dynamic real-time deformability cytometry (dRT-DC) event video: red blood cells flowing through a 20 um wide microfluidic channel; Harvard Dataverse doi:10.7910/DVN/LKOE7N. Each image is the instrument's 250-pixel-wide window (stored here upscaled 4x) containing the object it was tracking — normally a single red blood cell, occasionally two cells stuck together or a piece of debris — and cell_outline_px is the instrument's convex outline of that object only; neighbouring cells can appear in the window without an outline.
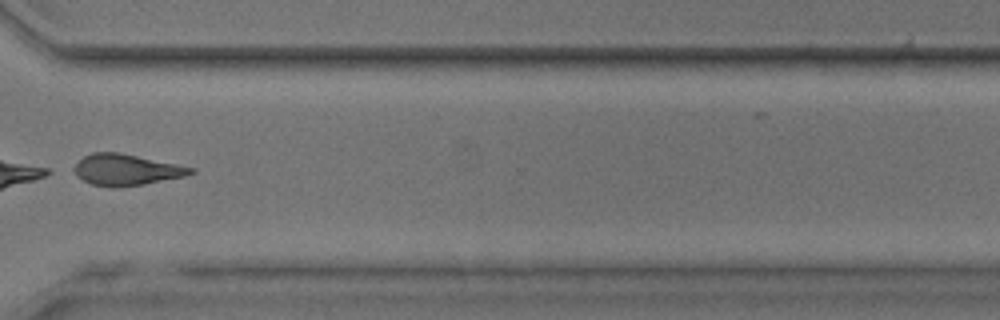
{"species": "common noctule bat (a hibernating species)", "species_latin": "Nyctalus noctula", "temperature_condition": "room temperature", "stored_images_in_passage": 36, "camera_frame_rate_fps": 3000, "um_per_image_px": 0.085, "animal": {"sex": "male", "body_mass_g": 17.9, "forearm_length_mm": 54.2}, "frame": {"image": 1, "passage_image": 26, "time_ms": 8.333, "image_size_px": [1000, 320], "cell_outline_px": [[196, 172], [184, 176], [144, 184], [120, 188], [112, 188], [92, 184], [76, 176], [72, 168], [84, 156], [92, 152], [120, 152], [196, 168]], "centroid_in_image_um": [10.73, 14.43], "position_along_channel_um": 359.9, "area_um2": 21.33}}